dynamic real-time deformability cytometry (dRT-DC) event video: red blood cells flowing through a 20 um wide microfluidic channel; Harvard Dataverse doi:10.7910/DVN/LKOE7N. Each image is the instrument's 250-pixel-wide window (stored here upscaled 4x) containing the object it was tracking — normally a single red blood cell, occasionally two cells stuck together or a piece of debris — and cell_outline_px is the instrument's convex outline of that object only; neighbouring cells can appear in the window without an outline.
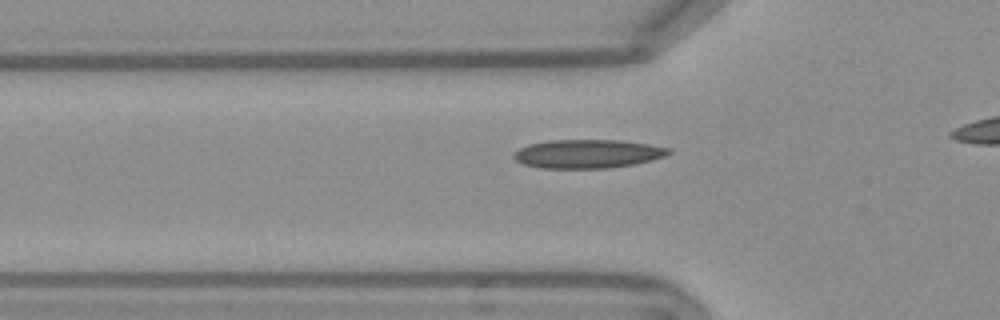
{"species": "Egyptian fruit bat (a non-hibernating species)", "species_latin": "Rousettus aegyptiacus", "temperature_condition": "warm", "stored_images_in_passage": 37, "camera_frame_rate_fps": 3000, "um_per_image_px": 0.085, "frame": {"image": 1, "passage_image": 11, "time_ms": 3.333, "image_size_px": [1000, 320], "cell_outline_px": [[672, 152], [664, 156], [652, 160], [636, 164], [608, 168], [540, 168], [524, 164], [516, 160], [512, 156], [520, 148], [528, 144], [548, 140], [620, 140], [648, 144], [672, 148]], "centroid_in_image_um": [49.97, 13.07], "position_along_channel_um": 75.8, "area_um2": 25.95}}
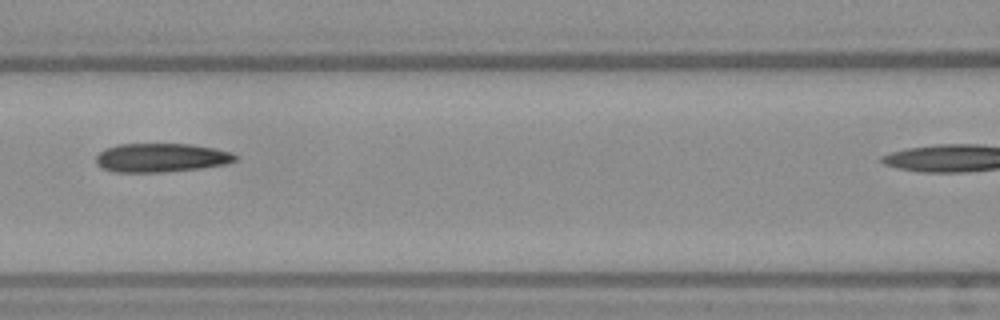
{"frame": {"image": 2, "passage_image": 17, "time_ms": 5.333, "image_size_px": [1000, 320], "cell_outline_px": [[236, 160], [224, 164], [200, 168], [160, 172], [116, 172], [104, 168], [96, 164], [96, 156], [104, 148], [120, 144], [188, 144], [212, 148], [232, 152], [236, 156]], "centroid_in_image_um": [13.66, 13.4], "position_along_channel_um": 152.9, "area_um2": 23.12}}
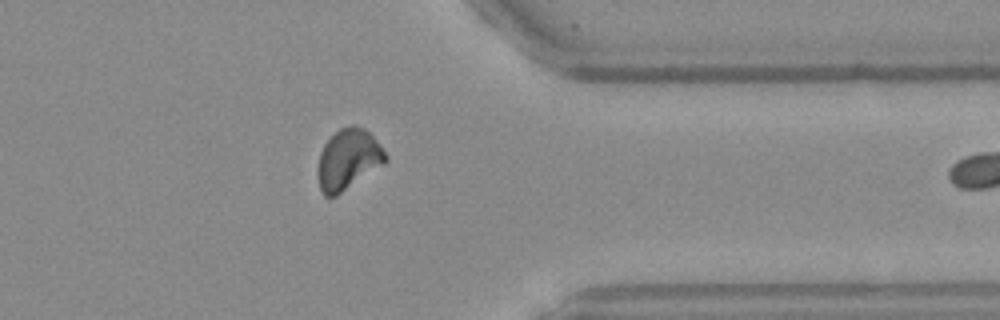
{"frame": {"image": 3, "passage_image": 36, "time_ms": 11.667, "image_size_px": [1000, 320], "cell_outline_px": [[388, 160], [384, 164], [336, 196], [324, 196], [320, 188], [316, 172], [320, 152], [324, 144], [340, 128], [352, 124], [364, 128], [376, 140], [388, 156]], "centroid_in_image_um": [29.58, 13.55], "position_along_channel_um": 381.8, "area_um2": 23.87}}